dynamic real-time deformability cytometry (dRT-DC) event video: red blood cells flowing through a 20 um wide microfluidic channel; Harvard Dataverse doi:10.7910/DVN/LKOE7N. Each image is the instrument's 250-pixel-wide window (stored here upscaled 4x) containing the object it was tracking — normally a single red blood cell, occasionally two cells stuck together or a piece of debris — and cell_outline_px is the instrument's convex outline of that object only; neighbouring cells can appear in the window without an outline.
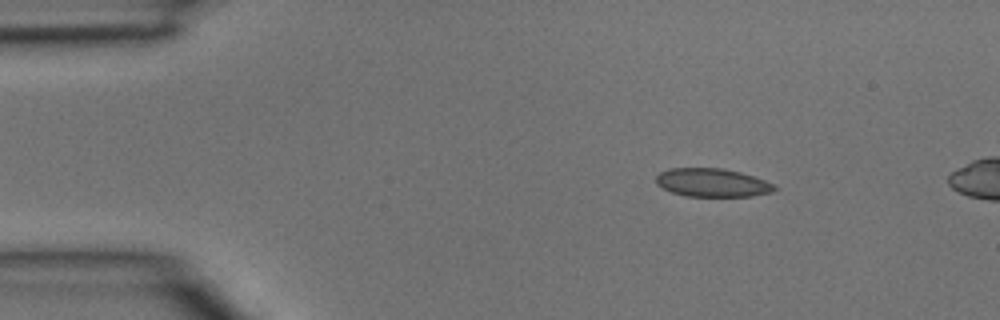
{"species": "common noctule bat (a hibernating species)", "species_latin": "Nyctalus noctula", "temperature_condition": "room temperature", "stored_images_in_passage": 2, "camera_frame_rate_fps": 3000, "um_per_image_px": 0.085, "animal": {"sex": "male", "body_mass_g": 15.6}, "frame": {"image": 1, "passage_image": 1, "time_ms": 0.0, "image_size_px": [1000, 320], "cell_outline_px": [[776, 188], [772, 192], [752, 196], [684, 196], [672, 192], [656, 184], [656, 176], [660, 172], [668, 168], [724, 168], [740, 172], [776, 184]], "centroid_in_image_um": [60.54, 15.52], "position_along_channel_um": 24.5, "area_um2": 19.59}}